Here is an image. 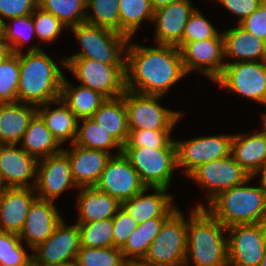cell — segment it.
I'll return each mask as SVG.
<instances>
[{
  "label": "cell",
  "mask_w": 266,
  "mask_h": 266,
  "mask_svg": "<svg viewBox=\"0 0 266 266\" xmlns=\"http://www.w3.org/2000/svg\"><path fill=\"white\" fill-rule=\"evenodd\" d=\"M214 82L226 91L266 105V61L226 63Z\"/></svg>",
  "instance_id": "30bf717a"
},
{
  "label": "cell",
  "mask_w": 266,
  "mask_h": 266,
  "mask_svg": "<svg viewBox=\"0 0 266 266\" xmlns=\"http://www.w3.org/2000/svg\"><path fill=\"white\" fill-rule=\"evenodd\" d=\"M259 266H266V251H265V254H264Z\"/></svg>",
  "instance_id": "9f6ffc18"
},
{
  "label": "cell",
  "mask_w": 266,
  "mask_h": 266,
  "mask_svg": "<svg viewBox=\"0 0 266 266\" xmlns=\"http://www.w3.org/2000/svg\"><path fill=\"white\" fill-rule=\"evenodd\" d=\"M137 226L138 223L121 207L113 217V246L121 249Z\"/></svg>",
  "instance_id": "f6af8a7d"
},
{
  "label": "cell",
  "mask_w": 266,
  "mask_h": 266,
  "mask_svg": "<svg viewBox=\"0 0 266 266\" xmlns=\"http://www.w3.org/2000/svg\"><path fill=\"white\" fill-rule=\"evenodd\" d=\"M266 106V105H265ZM262 124H263V128L261 129L262 131H260L261 134L266 136V110L265 112L262 114Z\"/></svg>",
  "instance_id": "f5cc1de1"
},
{
  "label": "cell",
  "mask_w": 266,
  "mask_h": 266,
  "mask_svg": "<svg viewBox=\"0 0 266 266\" xmlns=\"http://www.w3.org/2000/svg\"><path fill=\"white\" fill-rule=\"evenodd\" d=\"M58 266H78L76 264V262H72V263H68V264H64V265H58Z\"/></svg>",
  "instance_id": "680465c9"
},
{
  "label": "cell",
  "mask_w": 266,
  "mask_h": 266,
  "mask_svg": "<svg viewBox=\"0 0 266 266\" xmlns=\"http://www.w3.org/2000/svg\"><path fill=\"white\" fill-rule=\"evenodd\" d=\"M77 196L78 221L76 223H91L113 218L121 208V203L94 186L79 187Z\"/></svg>",
  "instance_id": "d4e9b609"
},
{
  "label": "cell",
  "mask_w": 266,
  "mask_h": 266,
  "mask_svg": "<svg viewBox=\"0 0 266 266\" xmlns=\"http://www.w3.org/2000/svg\"><path fill=\"white\" fill-rule=\"evenodd\" d=\"M131 40L126 49V90L143 95L164 96L187 75L177 46L155 43L156 47H147L131 43Z\"/></svg>",
  "instance_id": "6da1fadb"
},
{
  "label": "cell",
  "mask_w": 266,
  "mask_h": 266,
  "mask_svg": "<svg viewBox=\"0 0 266 266\" xmlns=\"http://www.w3.org/2000/svg\"><path fill=\"white\" fill-rule=\"evenodd\" d=\"M3 37V22L0 19V38Z\"/></svg>",
  "instance_id": "6f0895ef"
},
{
  "label": "cell",
  "mask_w": 266,
  "mask_h": 266,
  "mask_svg": "<svg viewBox=\"0 0 266 266\" xmlns=\"http://www.w3.org/2000/svg\"><path fill=\"white\" fill-rule=\"evenodd\" d=\"M177 1L179 0H150L151 6L154 11Z\"/></svg>",
  "instance_id": "681fc988"
},
{
  "label": "cell",
  "mask_w": 266,
  "mask_h": 266,
  "mask_svg": "<svg viewBox=\"0 0 266 266\" xmlns=\"http://www.w3.org/2000/svg\"><path fill=\"white\" fill-rule=\"evenodd\" d=\"M11 23H3V41L10 52L21 53V48L28 44L32 36H35L32 14L8 19ZM13 24V25H12Z\"/></svg>",
  "instance_id": "8d00e7d4"
},
{
  "label": "cell",
  "mask_w": 266,
  "mask_h": 266,
  "mask_svg": "<svg viewBox=\"0 0 266 266\" xmlns=\"http://www.w3.org/2000/svg\"><path fill=\"white\" fill-rule=\"evenodd\" d=\"M37 107L23 102L0 103V144H19Z\"/></svg>",
  "instance_id": "4316f807"
},
{
  "label": "cell",
  "mask_w": 266,
  "mask_h": 266,
  "mask_svg": "<svg viewBox=\"0 0 266 266\" xmlns=\"http://www.w3.org/2000/svg\"><path fill=\"white\" fill-rule=\"evenodd\" d=\"M150 0H119L120 33L133 38L141 23L153 20Z\"/></svg>",
  "instance_id": "836d02e7"
},
{
  "label": "cell",
  "mask_w": 266,
  "mask_h": 266,
  "mask_svg": "<svg viewBox=\"0 0 266 266\" xmlns=\"http://www.w3.org/2000/svg\"><path fill=\"white\" fill-rule=\"evenodd\" d=\"M187 251V219L178 208L165 220L145 258L147 266H180Z\"/></svg>",
  "instance_id": "52a82bcc"
},
{
  "label": "cell",
  "mask_w": 266,
  "mask_h": 266,
  "mask_svg": "<svg viewBox=\"0 0 266 266\" xmlns=\"http://www.w3.org/2000/svg\"><path fill=\"white\" fill-rule=\"evenodd\" d=\"M38 6L52 13L67 28L85 22L86 0H38Z\"/></svg>",
  "instance_id": "e575fe53"
},
{
  "label": "cell",
  "mask_w": 266,
  "mask_h": 266,
  "mask_svg": "<svg viewBox=\"0 0 266 266\" xmlns=\"http://www.w3.org/2000/svg\"><path fill=\"white\" fill-rule=\"evenodd\" d=\"M80 248L78 224L70 226L63 219L54 233L31 252H34L32 258L41 266H58L75 262Z\"/></svg>",
  "instance_id": "9a60e30c"
},
{
  "label": "cell",
  "mask_w": 266,
  "mask_h": 266,
  "mask_svg": "<svg viewBox=\"0 0 266 266\" xmlns=\"http://www.w3.org/2000/svg\"><path fill=\"white\" fill-rule=\"evenodd\" d=\"M19 77V53L10 52L0 62V103L17 102Z\"/></svg>",
  "instance_id": "f35d334b"
},
{
  "label": "cell",
  "mask_w": 266,
  "mask_h": 266,
  "mask_svg": "<svg viewBox=\"0 0 266 266\" xmlns=\"http://www.w3.org/2000/svg\"><path fill=\"white\" fill-rule=\"evenodd\" d=\"M92 118L123 147L129 136L127 112L123 97L106 99Z\"/></svg>",
  "instance_id": "4dcf8cb0"
},
{
  "label": "cell",
  "mask_w": 266,
  "mask_h": 266,
  "mask_svg": "<svg viewBox=\"0 0 266 266\" xmlns=\"http://www.w3.org/2000/svg\"><path fill=\"white\" fill-rule=\"evenodd\" d=\"M94 187L122 203L134 197L146 186L122 152L111 156Z\"/></svg>",
  "instance_id": "2e32d148"
},
{
  "label": "cell",
  "mask_w": 266,
  "mask_h": 266,
  "mask_svg": "<svg viewBox=\"0 0 266 266\" xmlns=\"http://www.w3.org/2000/svg\"><path fill=\"white\" fill-rule=\"evenodd\" d=\"M18 234L0 231V266H24L32 259Z\"/></svg>",
  "instance_id": "60d3db41"
},
{
  "label": "cell",
  "mask_w": 266,
  "mask_h": 266,
  "mask_svg": "<svg viewBox=\"0 0 266 266\" xmlns=\"http://www.w3.org/2000/svg\"><path fill=\"white\" fill-rule=\"evenodd\" d=\"M178 48L186 74L200 72L213 82L222 74L226 64L223 37L182 42Z\"/></svg>",
  "instance_id": "5bb4252c"
},
{
  "label": "cell",
  "mask_w": 266,
  "mask_h": 266,
  "mask_svg": "<svg viewBox=\"0 0 266 266\" xmlns=\"http://www.w3.org/2000/svg\"><path fill=\"white\" fill-rule=\"evenodd\" d=\"M127 112L129 129L174 130L183 118V112L163 107L158 102L162 96L143 95L125 90L122 95Z\"/></svg>",
  "instance_id": "9c48e42d"
},
{
  "label": "cell",
  "mask_w": 266,
  "mask_h": 266,
  "mask_svg": "<svg viewBox=\"0 0 266 266\" xmlns=\"http://www.w3.org/2000/svg\"><path fill=\"white\" fill-rule=\"evenodd\" d=\"M192 0H179L154 11L152 22L155 23V40L157 44H182L184 27L190 15L196 9Z\"/></svg>",
  "instance_id": "ffe728a7"
},
{
  "label": "cell",
  "mask_w": 266,
  "mask_h": 266,
  "mask_svg": "<svg viewBox=\"0 0 266 266\" xmlns=\"http://www.w3.org/2000/svg\"><path fill=\"white\" fill-rule=\"evenodd\" d=\"M129 136L122 148H176L171 139L173 130L129 129Z\"/></svg>",
  "instance_id": "b9f144b4"
},
{
  "label": "cell",
  "mask_w": 266,
  "mask_h": 266,
  "mask_svg": "<svg viewBox=\"0 0 266 266\" xmlns=\"http://www.w3.org/2000/svg\"><path fill=\"white\" fill-rule=\"evenodd\" d=\"M231 155L250 177H256L266 163V136L258 131L254 134H233Z\"/></svg>",
  "instance_id": "484cf974"
},
{
  "label": "cell",
  "mask_w": 266,
  "mask_h": 266,
  "mask_svg": "<svg viewBox=\"0 0 266 266\" xmlns=\"http://www.w3.org/2000/svg\"><path fill=\"white\" fill-rule=\"evenodd\" d=\"M127 266H147L143 264L142 262H128Z\"/></svg>",
  "instance_id": "11a10c76"
},
{
  "label": "cell",
  "mask_w": 266,
  "mask_h": 266,
  "mask_svg": "<svg viewBox=\"0 0 266 266\" xmlns=\"http://www.w3.org/2000/svg\"><path fill=\"white\" fill-rule=\"evenodd\" d=\"M153 194L147 195L149 187L121 203V207L138 224L153 218H168L177 207L173 196L163 187H152ZM173 202V203H172Z\"/></svg>",
  "instance_id": "44dd1931"
},
{
  "label": "cell",
  "mask_w": 266,
  "mask_h": 266,
  "mask_svg": "<svg viewBox=\"0 0 266 266\" xmlns=\"http://www.w3.org/2000/svg\"><path fill=\"white\" fill-rule=\"evenodd\" d=\"M85 22L120 33L119 0H86Z\"/></svg>",
  "instance_id": "d590c367"
},
{
  "label": "cell",
  "mask_w": 266,
  "mask_h": 266,
  "mask_svg": "<svg viewBox=\"0 0 266 266\" xmlns=\"http://www.w3.org/2000/svg\"><path fill=\"white\" fill-rule=\"evenodd\" d=\"M24 266H41L40 264H38L33 258L28 261Z\"/></svg>",
  "instance_id": "db71d44e"
},
{
  "label": "cell",
  "mask_w": 266,
  "mask_h": 266,
  "mask_svg": "<svg viewBox=\"0 0 266 266\" xmlns=\"http://www.w3.org/2000/svg\"><path fill=\"white\" fill-rule=\"evenodd\" d=\"M78 120L92 118L94 113L107 99L101 93L82 85L74 86L63 78L61 97Z\"/></svg>",
  "instance_id": "f546056e"
},
{
  "label": "cell",
  "mask_w": 266,
  "mask_h": 266,
  "mask_svg": "<svg viewBox=\"0 0 266 266\" xmlns=\"http://www.w3.org/2000/svg\"><path fill=\"white\" fill-rule=\"evenodd\" d=\"M122 152L146 187L169 188L178 168L176 148H122Z\"/></svg>",
  "instance_id": "ba28073f"
},
{
  "label": "cell",
  "mask_w": 266,
  "mask_h": 266,
  "mask_svg": "<svg viewBox=\"0 0 266 266\" xmlns=\"http://www.w3.org/2000/svg\"><path fill=\"white\" fill-rule=\"evenodd\" d=\"M60 64L74 74L80 85L107 99L121 97L125 88V64H103L88 58H61Z\"/></svg>",
  "instance_id": "8992f818"
},
{
  "label": "cell",
  "mask_w": 266,
  "mask_h": 266,
  "mask_svg": "<svg viewBox=\"0 0 266 266\" xmlns=\"http://www.w3.org/2000/svg\"><path fill=\"white\" fill-rule=\"evenodd\" d=\"M228 266H259L266 251V223L227 227Z\"/></svg>",
  "instance_id": "7c38bea8"
},
{
  "label": "cell",
  "mask_w": 266,
  "mask_h": 266,
  "mask_svg": "<svg viewBox=\"0 0 266 266\" xmlns=\"http://www.w3.org/2000/svg\"><path fill=\"white\" fill-rule=\"evenodd\" d=\"M10 53L8 46L2 38H0V62Z\"/></svg>",
  "instance_id": "816d5d0a"
},
{
  "label": "cell",
  "mask_w": 266,
  "mask_h": 266,
  "mask_svg": "<svg viewBox=\"0 0 266 266\" xmlns=\"http://www.w3.org/2000/svg\"><path fill=\"white\" fill-rule=\"evenodd\" d=\"M213 37L223 36L199 9H195L184 27L182 42H194Z\"/></svg>",
  "instance_id": "ee69618b"
},
{
  "label": "cell",
  "mask_w": 266,
  "mask_h": 266,
  "mask_svg": "<svg viewBox=\"0 0 266 266\" xmlns=\"http://www.w3.org/2000/svg\"><path fill=\"white\" fill-rule=\"evenodd\" d=\"M17 102L41 106L60 99L64 74L39 45L19 53Z\"/></svg>",
  "instance_id": "7a4b0ae2"
},
{
  "label": "cell",
  "mask_w": 266,
  "mask_h": 266,
  "mask_svg": "<svg viewBox=\"0 0 266 266\" xmlns=\"http://www.w3.org/2000/svg\"><path fill=\"white\" fill-rule=\"evenodd\" d=\"M38 7V0H0V19L31 15Z\"/></svg>",
  "instance_id": "bcb514c9"
},
{
  "label": "cell",
  "mask_w": 266,
  "mask_h": 266,
  "mask_svg": "<svg viewBox=\"0 0 266 266\" xmlns=\"http://www.w3.org/2000/svg\"><path fill=\"white\" fill-rule=\"evenodd\" d=\"M255 177L227 189L216 196L205 208L225 227L244 224L266 223V192L260 186H248Z\"/></svg>",
  "instance_id": "277c9868"
},
{
  "label": "cell",
  "mask_w": 266,
  "mask_h": 266,
  "mask_svg": "<svg viewBox=\"0 0 266 266\" xmlns=\"http://www.w3.org/2000/svg\"><path fill=\"white\" fill-rule=\"evenodd\" d=\"M258 175L260 177V184L261 187L263 188V190L266 192V163L262 166V168L259 170V172L256 174V176L258 177Z\"/></svg>",
  "instance_id": "f907efd6"
},
{
  "label": "cell",
  "mask_w": 266,
  "mask_h": 266,
  "mask_svg": "<svg viewBox=\"0 0 266 266\" xmlns=\"http://www.w3.org/2000/svg\"><path fill=\"white\" fill-rule=\"evenodd\" d=\"M0 187L2 188V183H1V175H0Z\"/></svg>",
  "instance_id": "91938a15"
},
{
  "label": "cell",
  "mask_w": 266,
  "mask_h": 266,
  "mask_svg": "<svg viewBox=\"0 0 266 266\" xmlns=\"http://www.w3.org/2000/svg\"><path fill=\"white\" fill-rule=\"evenodd\" d=\"M79 188L72 177L67 154L62 150L38 160L35 192L37 198L54 201L68 188Z\"/></svg>",
  "instance_id": "e0dca14e"
},
{
  "label": "cell",
  "mask_w": 266,
  "mask_h": 266,
  "mask_svg": "<svg viewBox=\"0 0 266 266\" xmlns=\"http://www.w3.org/2000/svg\"><path fill=\"white\" fill-rule=\"evenodd\" d=\"M223 36L224 59L235 58L230 62L266 61V42L252 35L239 24L221 31Z\"/></svg>",
  "instance_id": "cb8c5ba5"
},
{
  "label": "cell",
  "mask_w": 266,
  "mask_h": 266,
  "mask_svg": "<svg viewBox=\"0 0 266 266\" xmlns=\"http://www.w3.org/2000/svg\"><path fill=\"white\" fill-rule=\"evenodd\" d=\"M80 43V50L66 58H88L103 64H125L130 38L122 33L87 22L69 28Z\"/></svg>",
  "instance_id": "5b68a950"
},
{
  "label": "cell",
  "mask_w": 266,
  "mask_h": 266,
  "mask_svg": "<svg viewBox=\"0 0 266 266\" xmlns=\"http://www.w3.org/2000/svg\"><path fill=\"white\" fill-rule=\"evenodd\" d=\"M80 122H82L81 126ZM73 144L107 153H110L111 149H115L114 155L122 153V146L93 118L78 120L77 134Z\"/></svg>",
  "instance_id": "d6a6232c"
},
{
  "label": "cell",
  "mask_w": 266,
  "mask_h": 266,
  "mask_svg": "<svg viewBox=\"0 0 266 266\" xmlns=\"http://www.w3.org/2000/svg\"><path fill=\"white\" fill-rule=\"evenodd\" d=\"M20 145L29 155L38 160L41 157L45 158L63 150L62 145L51 134L45 122L37 113L30 120Z\"/></svg>",
  "instance_id": "f1b7e54d"
},
{
  "label": "cell",
  "mask_w": 266,
  "mask_h": 266,
  "mask_svg": "<svg viewBox=\"0 0 266 266\" xmlns=\"http://www.w3.org/2000/svg\"><path fill=\"white\" fill-rule=\"evenodd\" d=\"M36 198L34 188H2L0 192V231L19 235L29 208Z\"/></svg>",
  "instance_id": "603a6c76"
},
{
  "label": "cell",
  "mask_w": 266,
  "mask_h": 266,
  "mask_svg": "<svg viewBox=\"0 0 266 266\" xmlns=\"http://www.w3.org/2000/svg\"><path fill=\"white\" fill-rule=\"evenodd\" d=\"M230 13L238 16L237 24L256 11L262 0H216Z\"/></svg>",
  "instance_id": "c3c4849f"
},
{
  "label": "cell",
  "mask_w": 266,
  "mask_h": 266,
  "mask_svg": "<svg viewBox=\"0 0 266 266\" xmlns=\"http://www.w3.org/2000/svg\"><path fill=\"white\" fill-rule=\"evenodd\" d=\"M77 224L80 231L81 246L92 248L113 246V218Z\"/></svg>",
  "instance_id": "ab89813d"
},
{
  "label": "cell",
  "mask_w": 266,
  "mask_h": 266,
  "mask_svg": "<svg viewBox=\"0 0 266 266\" xmlns=\"http://www.w3.org/2000/svg\"><path fill=\"white\" fill-rule=\"evenodd\" d=\"M239 25L266 42V5L262 3L256 11L241 21Z\"/></svg>",
  "instance_id": "7dc6e473"
},
{
  "label": "cell",
  "mask_w": 266,
  "mask_h": 266,
  "mask_svg": "<svg viewBox=\"0 0 266 266\" xmlns=\"http://www.w3.org/2000/svg\"><path fill=\"white\" fill-rule=\"evenodd\" d=\"M70 147V150L63 148V151L67 154L75 184L78 187L95 186L113 154L75 144Z\"/></svg>",
  "instance_id": "7402d4cb"
},
{
  "label": "cell",
  "mask_w": 266,
  "mask_h": 266,
  "mask_svg": "<svg viewBox=\"0 0 266 266\" xmlns=\"http://www.w3.org/2000/svg\"><path fill=\"white\" fill-rule=\"evenodd\" d=\"M37 165L38 159L17 144H0L2 188H35Z\"/></svg>",
  "instance_id": "ac0fdd59"
},
{
  "label": "cell",
  "mask_w": 266,
  "mask_h": 266,
  "mask_svg": "<svg viewBox=\"0 0 266 266\" xmlns=\"http://www.w3.org/2000/svg\"><path fill=\"white\" fill-rule=\"evenodd\" d=\"M167 218H153L138 224L120 249L128 262H141Z\"/></svg>",
  "instance_id": "1f68e13d"
},
{
  "label": "cell",
  "mask_w": 266,
  "mask_h": 266,
  "mask_svg": "<svg viewBox=\"0 0 266 266\" xmlns=\"http://www.w3.org/2000/svg\"><path fill=\"white\" fill-rule=\"evenodd\" d=\"M207 192V205L221 192L244 183L250 178L249 174L229 156L204 163L190 176Z\"/></svg>",
  "instance_id": "4fadbf2b"
},
{
  "label": "cell",
  "mask_w": 266,
  "mask_h": 266,
  "mask_svg": "<svg viewBox=\"0 0 266 266\" xmlns=\"http://www.w3.org/2000/svg\"><path fill=\"white\" fill-rule=\"evenodd\" d=\"M187 218L185 265L228 266L227 227L205 208L195 207ZM189 219V220H188Z\"/></svg>",
  "instance_id": "3957f363"
},
{
  "label": "cell",
  "mask_w": 266,
  "mask_h": 266,
  "mask_svg": "<svg viewBox=\"0 0 266 266\" xmlns=\"http://www.w3.org/2000/svg\"><path fill=\"white\" fill-rule=\"evenodd\" d=\"M233 134L206 135L184 141L174 140L176 146L177 167L185 169L189 177L204 163L222 159L231 154Z\"/></svg>",
  "instance_id": "8fae6325"
},
{
  "label": "cell",
  "mask_w": 266,
  "mask_h": 266,
  "mask_svg": "<svg viewBox=\"0 0 266 266\" xmlns=\"http://www.w3.org/2000/svg\"><path fill=\"white\" fill-rule=\"evenodd\" d=\"M35 35L40 42L52 43L67 27L52 13L46 12L39 6L32 13Z\"/></svg>",
  "instance_id": "7bdbcfd3"
},
{
  "label": "cell",
  "mask_w": 266,
  "mask_h": 266,
  "mask_svg": "<svg viewBox=\"0 0 266 266\" xmlns=\"http://www.w3.org/2000/svg\"><path fill=\"white\" fill-rule=\"evenodd\" d=\"M78 266H127L128 261L119 248L81 246L76 260Z\"/></svg>",
  "instance_id": "74e56055"
},
{
  "label": "cell",
  "mask_w": 266,
  "mask_h": 266,
  "mask_svg": "<svg viewBox=\"0 0 266 266\" xmlns=\"http://www.w3.org/2000/svg\"><path fill=\"white\" fill-rule=\"evenodd\" d=\"M62 220L54 201L36 198L29 208L19 238L32 250L50 237Z\"/></svg>",
  "instance_id": "d6986e66"
},
{
  "label": "cell",
  "mask_w": 266,
  "mask_h": 266,
  "mask_svg": "<svg viewBox=\"0 0 266 266\" xmlns=\"http://www.w3.org/2000/svg\"><path fill=\"white\" fill-rule=\"evenodd\" d=\"M52 104L58 105V107L50 109ZM37 114L42 118L46 127L61 145L67 140L71 144L74 143L78 119L61 98L38 106Z\"/></svg>",
  "instance_id": "83f0119b"
}]
</instances>
